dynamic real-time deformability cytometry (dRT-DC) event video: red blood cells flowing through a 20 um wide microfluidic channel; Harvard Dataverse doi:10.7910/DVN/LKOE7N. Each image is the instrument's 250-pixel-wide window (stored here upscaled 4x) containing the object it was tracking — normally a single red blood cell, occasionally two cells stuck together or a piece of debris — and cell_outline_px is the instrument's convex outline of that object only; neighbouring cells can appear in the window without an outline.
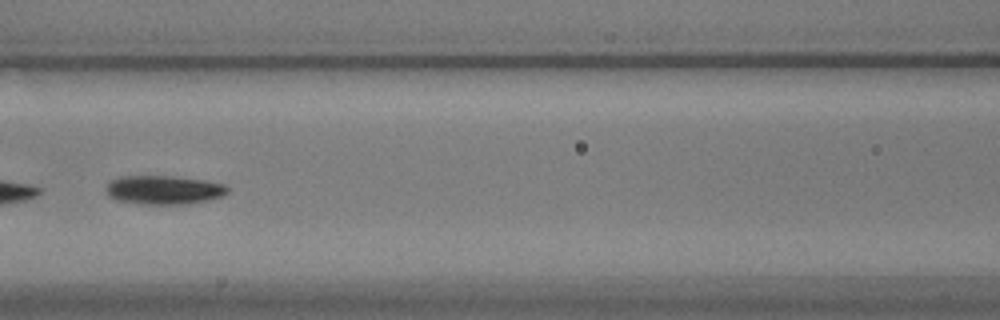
{"species": "common noctule bat (a hibernating species)", "species_latin": "Nyctalus noctula", "temperature_condition": "warm", "stored_images_in_passage": 43, "camera_frame_rate_fps": 3000, "um_per_image_px": 0.085, "animal": {"sex": "male", "body_mass_g": 17.9}, "frame": {"image": 1, "passage_image": 16, "time_ms": 5.0, "image_size_px": [1000, 320], "cell_outline_px": [[228, 192], [224, 196], [208, 200], [188, 204], [140, 204], [116, 200], [108, 196], [108, 184], [112, 180], [120, 176], [172, 176], [204, 180], [224, 184], [228, 188]], "centroid_in_image_um": [13.95, 16.15], "position_along_channel_um": 152.6, "area_um2": 20.4}}
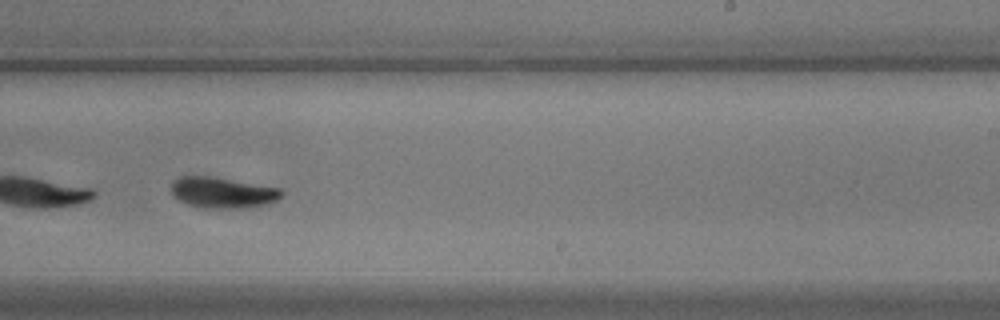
{"frame": {"image": 2, "passage_image": 26, "time_ms": 8.333, "image_size_px": [1000, 320], "cell_outline_px": [[284, 192], [276, 200], [268, 204], [256, 208], [200, 208], [188, 204], [172, 196], [172, 184], [180, 176], [208, 176], [280, 188]], "centroid_in_image_um": [18.94, 16.39], "position_along_channel_um": 270.1, "area_um2": 19.83}}
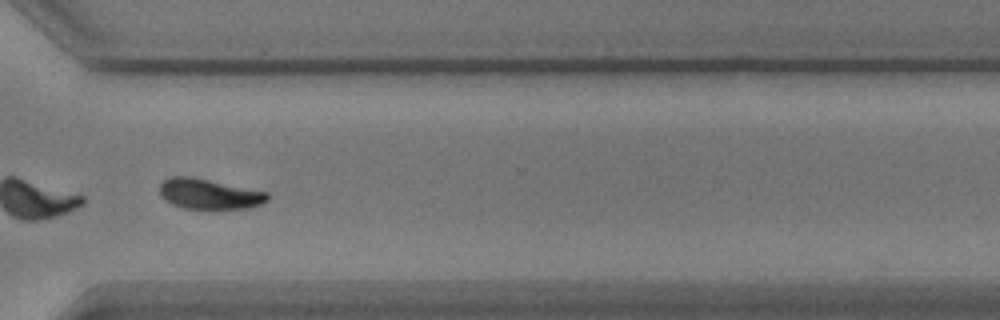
{"frame": {"image": 3, "passage_image": 33, "time_ms": 10.667, "image_size_px": [1000, 320], "cell_outline_px": [[268, 200], [252, 208], [184, 208], [172, 204], [164, 200], [160, 196], [160, 184], [164, 180], [172, 176], [192, 176], [268, 192]], "centroid_in_image_um": [17.76, 16.47], "position_along_channel_um": 352.8, "area_um2": 19.02}, "authors_computed_cell_mechanics": {"area_um2": 20.1722, "velocity_mm_per_s": 3.5356, "shape_relaxation_time_tau1_ms": 2.3966, "shape_relaxation_time_tau2_ms": null, "deformation_change_tau1": 0.1241, "deformation_change_tau2": null}}